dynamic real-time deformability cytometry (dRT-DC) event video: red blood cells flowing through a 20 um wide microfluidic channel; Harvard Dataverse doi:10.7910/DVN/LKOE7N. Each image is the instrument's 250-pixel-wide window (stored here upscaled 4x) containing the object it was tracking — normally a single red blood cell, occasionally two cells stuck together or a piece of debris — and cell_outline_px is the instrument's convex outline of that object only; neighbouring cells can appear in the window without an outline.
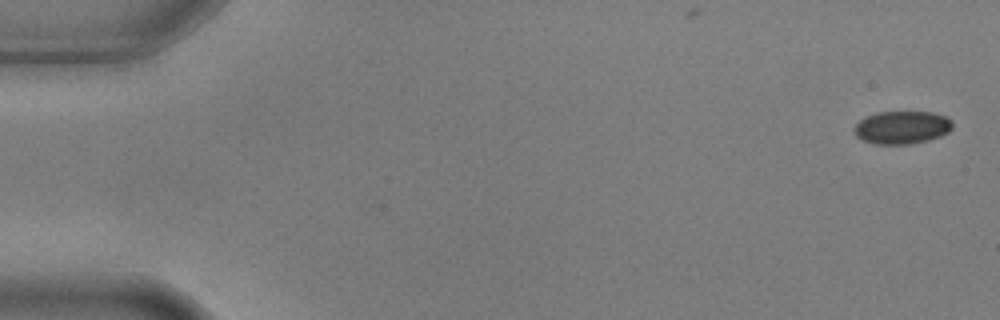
{"species": "common noctule bat (a hibernating species)", "species_latin": "Nyctalus noctula", "temperature_condition": "warm", "stored_images_in_passage": 15, "camera_frame_rate_fps": 3000, "um_per_image_px": 0.085, "animal": {"sex": "male", "body_mass_g": 17.9, "forearm_length_mm": 54.2}, "frame": {"image": 1, "passage_image": 1, "time_ms": 0.0, "image_size_px": [1000, 320], "cell_outline_px": [[952, 128], [948, 132], [940, 136], [928, 140], [912, 144], [876, 144], [860, 140], [856, 136], [852, 128], [860, 120], [876, 112], [932, 112], [948, 116], [952, 120]], "centroid_in_image_um": [76.66, 10.83], "position_along_channel_um": 8.3, "area_um2": 19.07}}
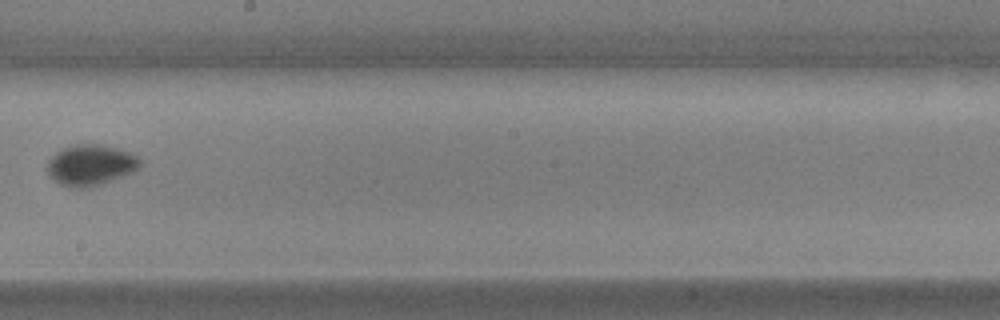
{"frame": {"image": 2, "passage_image": 9, "time_ms": 2.667, "image_size_px": [1000, 320], "cell_outline_px": [[140, 168], [132, 172], [104, 184], [92, 188], [76, 188], [60, 184], [48, 172], [48, 160], [56, 152], [64, 148], [76, 144], [100, 144], [120, 148], [136, 156], [140, 160]], "centroid_in_image_um": [7.73, 14.03], "position_along_channel_um": 240.5, "area_um2": 22.08}}
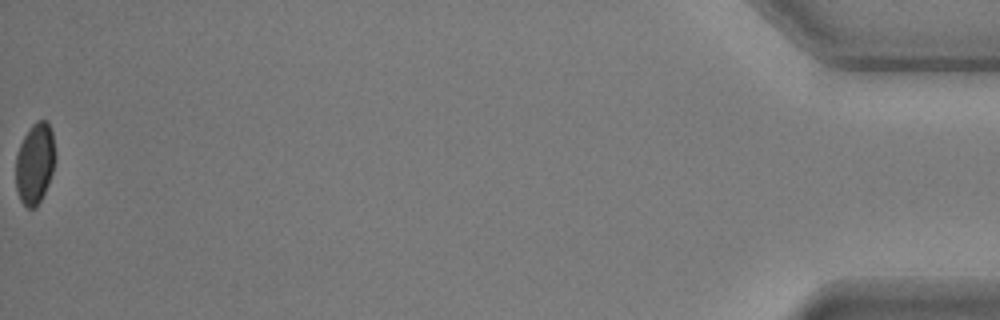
{"frame": {"image": 3, "passage_image": 15, "time_ms": 4.667, "image_size_px": [1000, 320], "cell_outline_px": [[56, 160], [48, 184], [36, 208], [28, 208], [20, 200], [16, 188], [16, 156], [20, 144], [24, 136], [32, 124], [36, 120], [48, 120], [52, 132], [56, 152]], "centroid_in_image_um": [2.98, 13.86], "position_along_channel_um": 432.2, "area_um2": 18.79}}